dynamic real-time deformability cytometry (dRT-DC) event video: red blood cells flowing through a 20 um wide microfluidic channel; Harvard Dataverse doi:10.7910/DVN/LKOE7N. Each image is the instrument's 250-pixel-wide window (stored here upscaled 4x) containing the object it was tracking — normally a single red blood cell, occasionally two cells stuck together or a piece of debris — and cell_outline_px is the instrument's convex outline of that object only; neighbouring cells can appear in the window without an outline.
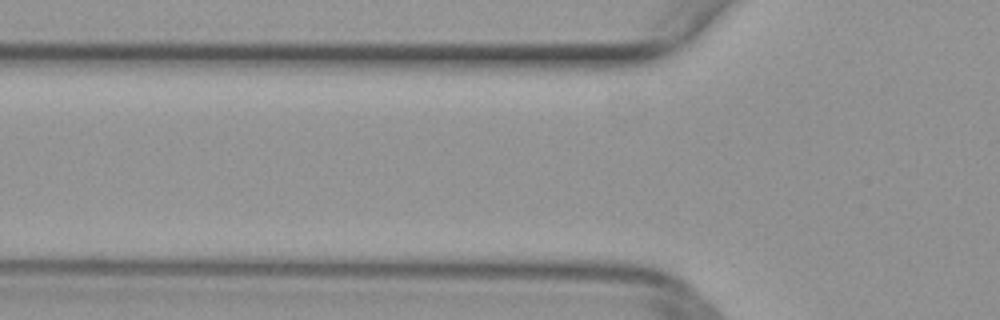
{"species": "common noctule bat (a hibernating species)", "species_latin": "Nyctalus noctula", "temperature_condition": "warm", "stored_images_in_passage": 5, "camera_frame_rate_fps": 3000, "um_per_image_px": 0.085, "animal": {"sex": "female", "body_mass_g": 29.2, "forearm_length_mm": 56.3}, "frame": {"image": 1, "passage_image": 4, "time_ms": 1.0, "image_size_px": [1000, 320], "cell_outline_px": [[320, 268], [312, 272], [196, 272], [188, 264], [296, 256]], "centroid_in_image_um": [21.91, 22.59], "position_along_channel_um": 103.9, "area_um2": 10.75}}